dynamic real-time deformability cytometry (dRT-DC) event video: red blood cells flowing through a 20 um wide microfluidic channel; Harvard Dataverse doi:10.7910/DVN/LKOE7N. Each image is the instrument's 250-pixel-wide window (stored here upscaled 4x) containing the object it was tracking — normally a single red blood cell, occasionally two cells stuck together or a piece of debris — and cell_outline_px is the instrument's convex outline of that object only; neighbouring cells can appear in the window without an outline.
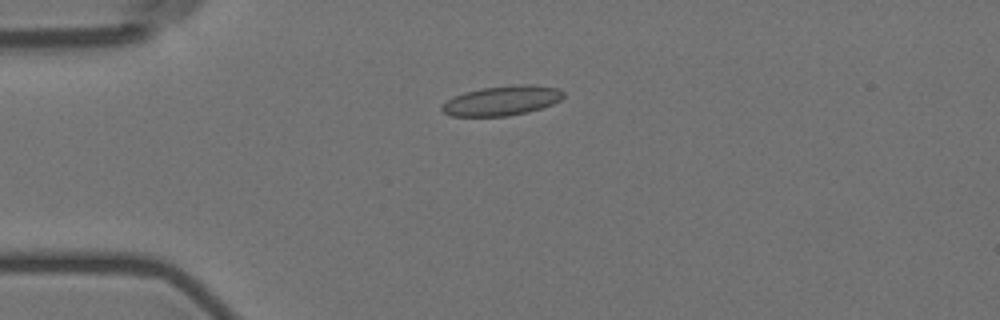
{"species": "Egyptian fruit bat (a non-hibernating species)", "species_latin": "Rousettus aegyptiacus", "temperature_condition": "room temperature", "stored_images_in_passage": 1, "camera_frame_rate_fps": 3000, "um_per_image_px": 0.085, "animal": {"sex": "female"}, "frame": {"image": 1, "passage_image": 1, "time_ms": 0.0, "image_size_px": [1000, 320], "cell_outline_px": [[564, 96], [560, 100], [552, 104], [528, 112], [508, 116], [452, 116], [444, 112], [440, 108], [452, 96], [464, 92], [484, 88], [516, 84], [532, 84], [556, 88], [564, 92]], "centroid_in_image_um": [42.67, 8.55], "position_along_channel_um": 42.3, "area_um2": 20.92}}